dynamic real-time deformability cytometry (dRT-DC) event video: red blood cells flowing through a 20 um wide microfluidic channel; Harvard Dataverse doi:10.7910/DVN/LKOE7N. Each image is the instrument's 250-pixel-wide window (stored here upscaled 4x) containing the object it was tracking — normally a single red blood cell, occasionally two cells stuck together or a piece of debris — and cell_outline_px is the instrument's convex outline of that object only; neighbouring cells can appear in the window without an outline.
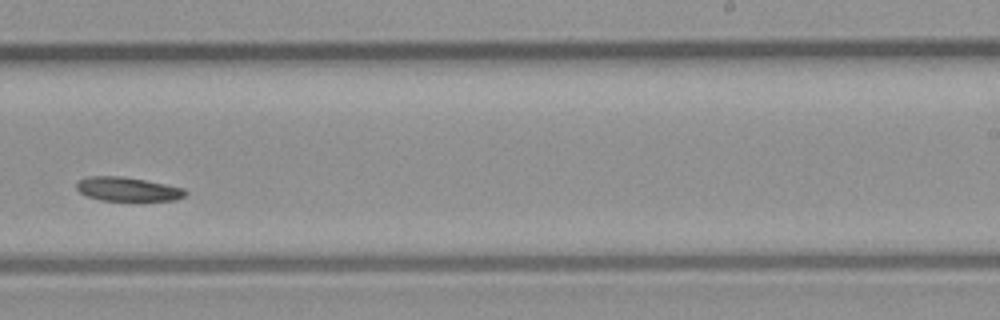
{"species": "common noctule bat (a hibernating species)", "species_latin": "Nyctalus noctula", "temperature_condition": "room temperature", "stored_images_in_passage": 37, "camera_frame_rate_fps": 3000, "um_per_image_px": 0.085, "animal": {"sex": "male", "body_mass_g": 23.1, "forearm_length_mm": 52.7}, "frame": {"image": 1, "passage_image": 22, "time_ms": 7.0, "image_size_px": [1000, 320], "cell_outline_px": [[188, 192], [184, 196], [176, 200], [100, 200], [88, 196], [80, 192], [76, 188], [76, 184], [80, 180], [88, 176], [120, 176], [144, 180], [184, 188]], "centroid_in_image_um": [10.85, 16.07], "position_along_channel_um": 278.2, "area_um2": 14.97}}
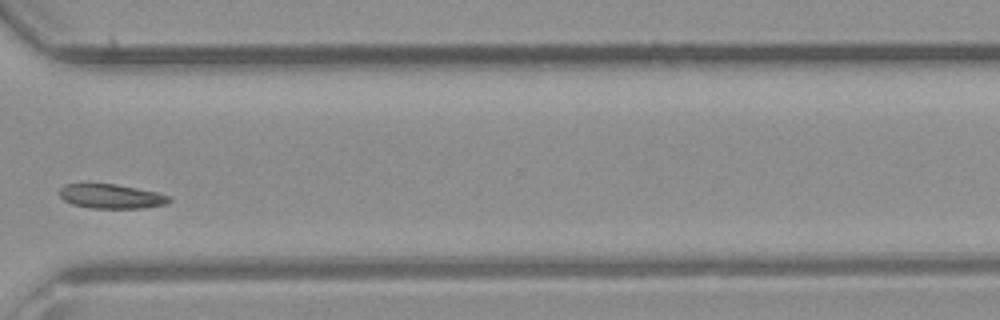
{"frame": {"image": 2, "passage_image": 27, "time_ms": 8.667, "image_size_px": [1000, 320], "cell_outline_px": [[172, 200], [168, 204], [144, 208], [92, 208], [72, 204], [64, 200], [60, 196], [60, 188], [64, 184], [116, 184], [156, 192], [168, 196]], "centroid_in_image_um": [9.47, 16.69], "position_along_channel_um": 361.1, "area_um2": 15.49}}